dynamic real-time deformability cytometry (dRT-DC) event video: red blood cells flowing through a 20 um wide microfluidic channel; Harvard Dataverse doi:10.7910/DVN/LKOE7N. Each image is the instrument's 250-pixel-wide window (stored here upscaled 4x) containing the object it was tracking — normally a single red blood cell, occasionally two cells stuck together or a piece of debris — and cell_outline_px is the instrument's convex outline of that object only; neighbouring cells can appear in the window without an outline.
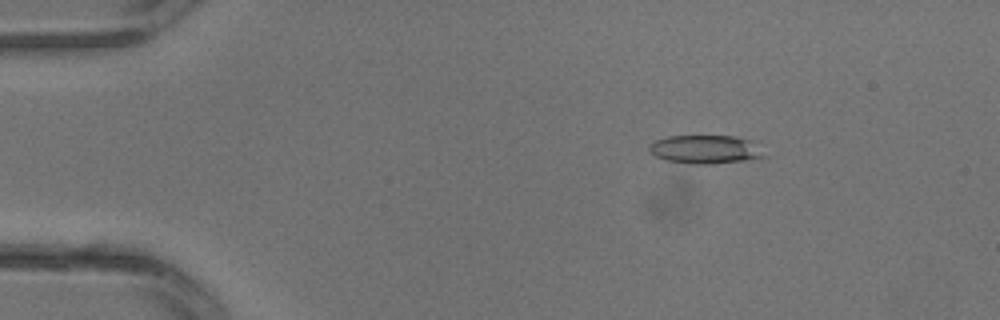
{"species": "common noctule bat (a hibernating species)", "species_latin": "Nyctalus noctula", "temperature_condition": "warm", "stored_images_in_passage": 32, "camera_frame_rate_fps": 3000, "um_per_image_px": 0.085, "animal": {"sex": "male", "body_mass_g": 13.3}, "frame": {"image": 1, "passage_image": 5, "time_ms": 1.333, "image_size_px": [1000, 320], "cell_outline_px": [[768, 156], [744, 160], [712, 164], [692, 164], [664, 160], [656, 156], [648, 148], [648, 144], [652, 140], [668, 136], [732, 136], [752, 140]], "centroid_in_image_um": [59.93, 12.69], "position_along_channel_um": 25.1, "area_um2": 19.25}}
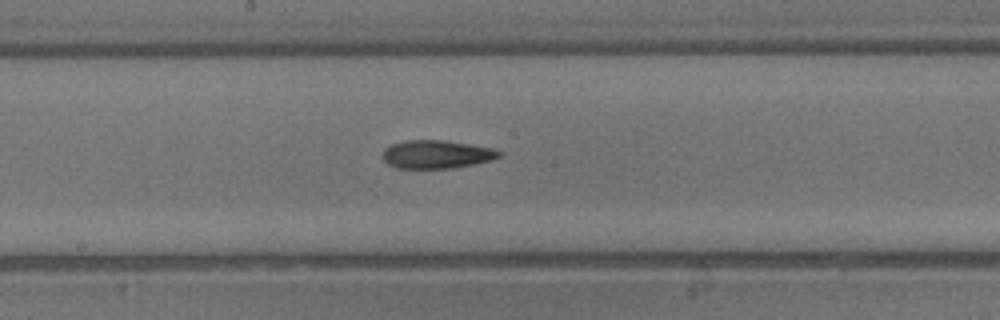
{"frame": {"image": 2, "passage_image": 17, "time_ms": 5.333, "image_size_px": [1000, 320], "cell_outline_px": [[500, 156], [492, 160], [476, 164], [452, 168], [396, 168], [388, 164], [384, 160], [384, 148], [392, 144], [404, 140], [444, 140], [496, 148], [500, 152]], "centroid_in_image_um": [37.13, 13.11], "position_along_channel_um": 211.1, "area_um2": 19.25}}
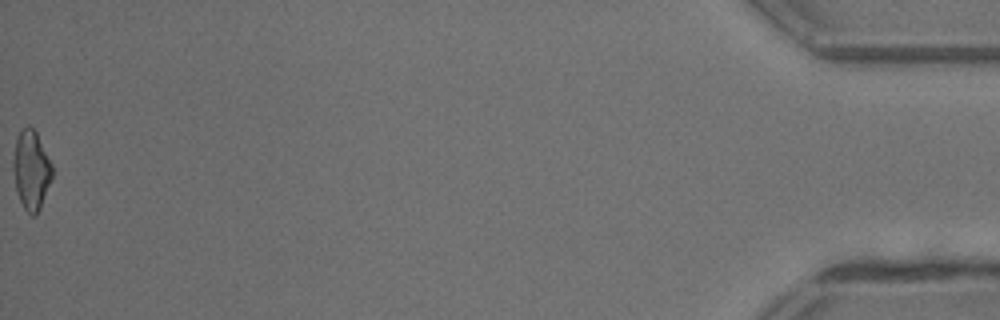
{"frame": {"image": 3, "passage_image": 32, "time_ms": 10.333, "image_size_px": [1000, 320], "cell_outline_px": [[52, 176], [40, 208], [36, 216], [32, 216], [24, 208], [16, 192], [12, 168], [12, 164], [16, 140], [20, 132], [28, 124], [36, 132], [52, 164]], "centroid_in_image_um": [2.64, 14.47], "position_along_channel_um": 432.6, "area_um2": 17.8}}